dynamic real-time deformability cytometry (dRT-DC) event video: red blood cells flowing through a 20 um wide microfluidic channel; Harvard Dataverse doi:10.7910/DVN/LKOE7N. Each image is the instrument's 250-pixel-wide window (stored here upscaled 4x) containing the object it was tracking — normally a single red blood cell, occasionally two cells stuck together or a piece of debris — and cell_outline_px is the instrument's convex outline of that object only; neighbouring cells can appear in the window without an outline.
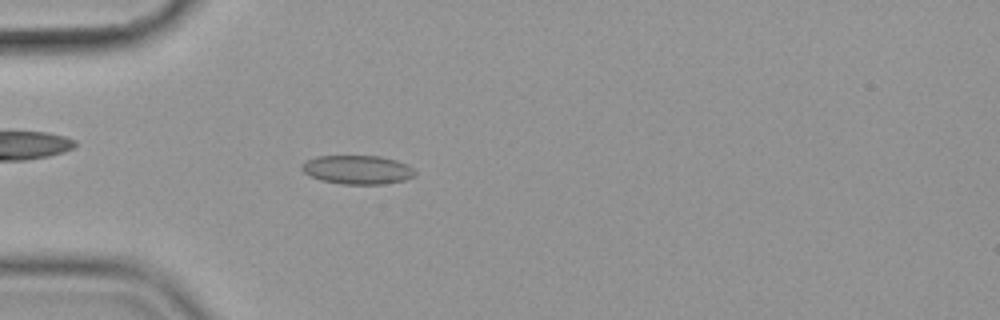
{"species": "common noctule bat (a hibernating species)", "species_latin": "Nyctalus noctula", "temperature_condition": "cold", "stored_images_in_passage": 56, "camera_frame_rate_fps": 3000, "um_per_image_px": 0.085, "animal": {"sex": "female", "body_mass_g": 19.9}, "frame": {"image": 1, "passage_image": 16, "time_ms": 5.0, "image_size_px": [1000, 320], "cell_outline_px": [[416, 176], [404, 180], [384, 184], [344, 184], [320, 180], [304, 172], [300, 168], [300, 164], [316, 156], [380, 156], [396, 160], [412, 168], [416, 172]], "centroid_in_image_um": [30.38, 14.43], "position_along_channel_um": 54.6, "area_um2": 18.96}}
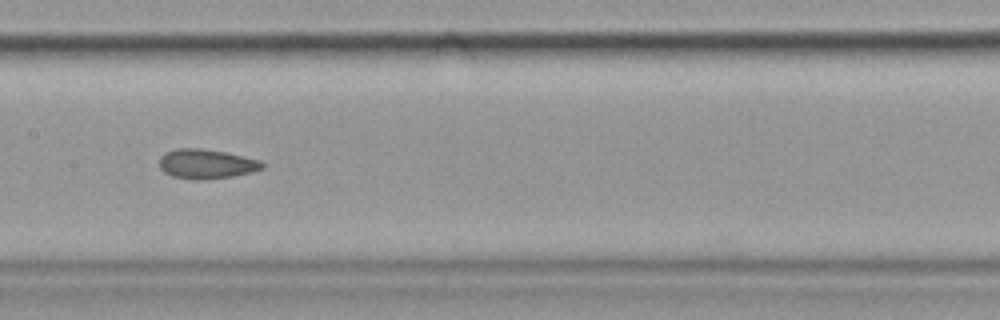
{"frame": {"image": 2, "passage_image": 28, "time_ms": 9.0, "image_size_px": [1000, 320], "cell_outline_px": [[264, 168], [232, 176], [200, 180], [192, 180], [172, 176], [164, 172], [160, 168], [160, 156], [164, 152], [176, 148], [200, 148], [224, 152], [260, 160], [264, 164]], "centroid_in_image_um": [17.49, 13.93], "position_along_channel_um": 189.9, "area_um2": 17.63}}
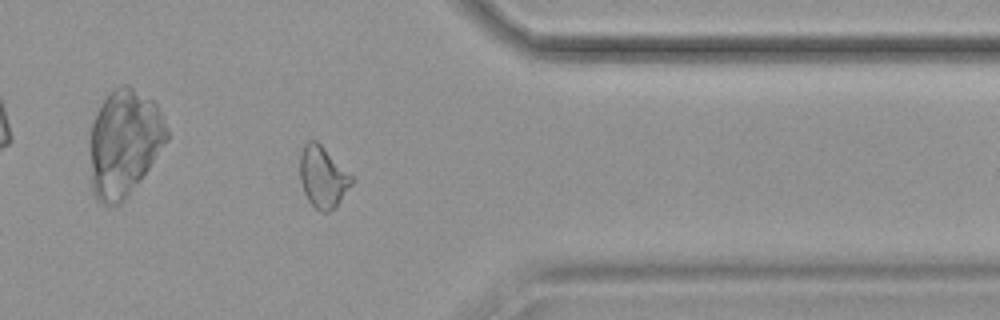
{"frame": {"image": 3, "passage_image": 45, "time_ms": 14.667, "image_size_px": [1000, 320], "cell_outline_px": [[356, 180], [340, 200], [328, 212], [320, 212], [308, 200], [304, 192], [300, 180], [300, 152], [304, 144], [308, 140], [316, 140]], "centroid_in_image_um": [27.43, 15.03], "position_along_channel_um": 384.0, "area_um2": 18.26}, "authors_computed_cell_mechanics": {"area_um2": 18.4671, "velocity_mm_per_s": 3.5882, "shape_relaxation_time_tau1_ms": null, "shape_relaxation_time_tau2_ms": 2.0607, "deformation_change_tau1": null, "deformation_change_tau2": 0.057}}